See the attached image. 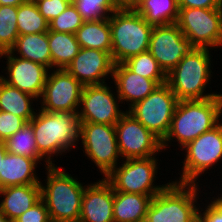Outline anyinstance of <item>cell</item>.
<instances>
[{"label": "cell", "mask_w": 222, "mask_h": 222, "mask_svg": "<svg viewBox=\"0 0 222 222\" xmlns=\"http://www.w3.org/2000/svg\"><path fill=\"white\" fill-rule=\"evenodd\" d=\"M37 110L28 123L33 128L38 153L47 167L54 165L52 159L55 155L67 153L77 146L80 122L78 113Z\"/></svg>", "instance_id": "1"}, {"label": "cell", "mask_w": 222, "mask_h": 222, "mask_svg": "<svg viewBox=\"0 0 222 222\" xmlns=\"http://www.w3.org/2000/svg\"><path fill=\"white\" fill-rule=\"evenodd\" d=\"M222 115V94L203 100L178 101L170 130L162 141V150H167L173 139L182 149L201 134L214 128Z\"/></svg>", "instance_id": "2"}, {"label": "cell", "mask_w": 222, "mask_h": 222, "mask_svg": "<svg viewBox=\"0 0 222 222\" xmlns=\"http://www.w3.org/2000/svg\"><path fill=\"white\" fill-rule=\"evenodd\" d=\"M45 184L40 182L41 199L52 222H79L85 183L57 165L46 168ZM64 170V171H63ZM84 185V186H83Z\"/></svg>", "instance_id": "3"}, {"label": "cell", "mask_w": 222, "mask_h": 222, "mask_svg": "<svg viewBox=\"0 0 222 222\" xmlns=\"http://www.w3.org/2000/svg\"><path fill=\"white\" fill-rule=\"evenodd\" d=\"M211 49L194 48L185 55L169 73L167 84L177 97L178 101L203 100L216 97L219 94L205 93L210 83L212 70ZM210 51V52H209Z\"/></svg>", "instance_id": "4"}, {"label": "cell", "mask_w": 222, "mask_h": 222, "mask_svg": "<svg viewBox=\"0 0 222 222\" xmlns=\"http://www.w3.org/2000/svg\"><path fill=\"white\" fill-rule=\"evenodd\" d=\"M111 28V56L114 63H123L130 57L149 50L154 26L134 8L121 7L109 16Z\"/></svg>", "instance_id": "5"}, {"label": "cell", "mask_w": 222, "mask_h": 222, "mask_svg": "<svg viewBox=\"0 0 222 222\" xmlns=\"http://www.w3.org/2000/svg\"><path fill=\"white\" fill-rule=\"evenodd\" d=\"M199 189V184L171 181L152 197L144 222H197Z\"/></svg>", "instance_id": "6"}, {"label": "cell", "mask_w": 222, "mask_h": 222, "mask_svg": "<svg viewBox=\"0 0 222 222\" xmlns=\"http://www.w3.org/2000/svg\"><path fill=\"white\" fill-rule=\"evenodd\" d=\"M121 161L122 163L119 162V165L104 177L116 192L157 195L170 183H155L160 165L156 156Z\"/></svg>", "instance_id": "7"}, {"label": "cell", "mask_w": 222, "mask_h": 222, "mask_svg": "<svg viewBox=\"0 0 222 222\" xmlns=\"http://www.w3.org/2000/svg\"><path fill=\"white\" fill-rule=\"evenodd\" d=\"M183 150V171L179 174V180L176 179L174 182L199 184L198 179L205 171H210L213 165L222 161V120L214 128L184 146L181 151Z\"/></svg>", "instance_id": "8"}, {"label": "cell", "mask_w": 222, "mask_h": 222, "mask_svg": "<svg viewBox=\"0 0 222 222\" xmlns=\"http://www.w3.org/2000/svg\"><path fill=\"white\" fill-rule=\"evenodd\" d=\"M178 99L167 83L158 85L127 111L161 141L167 136Z\"/></svg>", "instance_id": "9"}, {"label": "cell", "mask_w": 222, "mask_h": 222, "mask_svg": "<svg viewBox=\"0 0 222 222\" xmlns=\"http://www.w3.org/2000/svg\"><path fill=\"white\" fill-rule=\"evenodd\" d=\"M176 24L195 48L222 47V8H180Z\"/></svg>", "instance_id": "10"}, {"label": "cell", "mask_w": 222, "mask_h": 222, "mask_svg": "<svg viewBox=\"0 0 222 222\" xmlns=\"http://www.w3.org/2000/svg\"><path fill=\"white\" fill-rule=\"evenodd\" d=\"M79 140L83 153L106 177L119 163L115 125L80 122ZM119 158V159H118Z\"/></svg>", "instance_id": "11"}, {"label": "cell", "mask_w": 222, "mask_h": 222, "mask_svg": "<svg viewBox=\"0 0 222 222\" xmlns=\"http://www.w3.org/2000/svg\"><path fill=\"white\" fill-rule=\"evenodd\" d=\"M115 131L123 160L148 158L162 152V141L127 110L115 124Z\"/></svg>", "instance_id": "12"}, {"label": "cell", "mask_w": 222, "mask_h": 222, "mask_svg": "<svg viewBox=\"0 0 222 222\" xmlns=\"http://www.w3.org/2000/svg\"><path fill=\"white\" fill-rule=\"evenodd\" d=\"M83 88L66 69H51L40 97L39 109L46 112L78 113Z\"/></svg>", "instance_id": "13"}, {"label": "cell", "mask_w": 222, "mask_h": 222, "mask_svg": "<svg viewBox=\"0 0 222 222\" xmlns=\"http://www.w3.org/2000/svg\"><path fill=\"white\" fill-rule=\"evenodd\" d=\"M108 83L84 86L78 110L79 122L115 125L126 111ZM118 102H120L118 104Z\"/></svg>", "instance_id": "14"}, {"label": "cell", "mask_w": 222, "mask_h": 222, "mask_svg": "<svg viewBox=\"0 0 222 222\" xmlns=\"http://www.w3.org/2000/svg\"><path fill=\"white\" fill-rule=\"evenodd\" d=\"M194 48L177 24L173 23L154 26L148 51L167 74Z\"/></svg>", "instance_id": "15"}, {"label": "cell", "mask_w": 222, "mask_h": 222, "mask_svg": "<svg viewBox=\"0 0 222 222\" xmlns=\"http://www.w3.org/2000/svg\"><path fill=\"white\" fill-rule=\"evenodd\" d=\"M0 59L5 58L7 66L6 77L0 78L9 85L16 87L22 92L28 93L40 99L49 69L39 63L15 56L10 51L0 54ZM7 58V59H6Z\"/></svg>", "instance_id": "16"}, {"label": "cell", "mask_w": 222, "mask_h": 222, "mask_svg": "<svg viewBox=\"0 0 222 222\" xmlns=\"http://www.w3.org/2000/svg\"><path fill=\"white\" fill-rule=\"evenodd\" d=\"M114 61L110 53L98 49L80 48L66 70L83 86L104 84L112 77Z\"/></svg>", "instance_id": "17"}, {"label": "cell", "mask_w": 222, "mask_h": 222, "mask_svg": "<svg viewBox=\"0 0 222 222\" xmlns=\"http://www.w3.org/2000/svg\"><path fill=\"white\" fill-rule=\"evenodd\" d=\"M113 204L114 189L105 178L86 184L79 222H114Z\"/></svg>", "instance_id": "18"}, {"label": "cell", "mask_w": 222, "mask_h": 222, "mask_svg": "<svg viewBox=\"0 0 222 222\" xmlns=\"http://www.w3.org/2000/svg\"><path fill=\"white\" fill-rule=\"evenodd\" d=\"M112 81L121 104L128 103V109L146 98L158 84L152 80L133 73L123 63L114 65ZM130 102V103H129Z\"/></svg>", "instance_id": "19"}, {"label": "cell", "mask_w": 222, "mask_h": 222, "mask_svg": "<svg viewBox=\"0 0 222 222\" xmlns=\"http://www.w3.org/2000/svg\"><path fill=\"white\" fill-rule=\"evenodd\" d=\"M38 163L29 157L9 152L1 159L0 189L8 186L40 184Z\"/></svg>", "instance_id": "20"}, {"label": "cell", "mask_w": 222, "mask_h": 222, "mask_svg": "<svg viewBox=\"0 0 222 222\" xmlns=\"http://www.w3.org/2000/svg\"><path fill=\"white\" fill-rule=\"evenodd\" d=\"M3 196V197H2ZM0 211L12 222L41 199L40 184L8 186L0 189Z\"/></svg>", "instance_id": "21"}, {"label": "cell", "mask_w": 222, "mask_h": 222, "mask_svg": "<svg viewBox=\"0 0 222 222\" xmlns=\"http://www.w3.org/2000/svg\"><path fill=\"white\" fill-rule=\"evenodd\" d=\"M153 196L114 191V222H144Z\"/></svg>", "instance_id": "22"}, {"label": "cell", "mask_w": 222, "mask_h": 222, "mask_svg": "<svg viewBox=\"0 0 222 222\" xmlns=\"http://www.w3.org/2000/svg\"><path fill=\"white\" fill-rule=\"evenodd\" d=\"M10 52L17 57L46 66L49 70L52 69L48 32L19 35Z\"/></svg>", "instance_id": "23"}, {"label": "cell", "mask_w": 222, "mask_h": 222, "mask_svg": "<svg viewBox=\"0 0 222 222\" xmlns=\"http://www.w3.org/2000/svg\"><path fill=\"white\" fill-rule=\"evenodd\" d=\"M32 95L22 92L0 78V111L12 113L23 118L27 123L34 117L36 109Z\"/></svg>", "instance_id": "24"}, {"label": "cell", "mask_w": 222, "mask_h": 222, "mask_svg": "<svg viewBox=\"0 0 222 222\" xmlns=\"http://www.w3.org/2000/svg\"><path fill=\"white\" fill-rule=\"evenodd\" d=\"M75 36L80 48L98 49L111 54L112 38L109 18L84 21Z\"/></svg>", "instance_id": "25"}, {"label": "cell", "mask_w": 222, "mask_h": 222, "mask_svg": "<svg viewBox=\"0 0 222 222\" xmlns=\"http://www.w3.org/2000/svg\"><path fill=\"white\" fill-rule=\"evenodd\" d=\"M133 8L152 26L176 23L179 12L177 0H141Z\"/></svg>", "instance_id": "26"}, {"label": "cell", "mask_w": 222, "mask_h": 222, "mask_svg": "<svg viewBox=\"0 0 222 222\" xmlns=\"http://www.w3.org/2000/svg\"><path fill=\"white\" fill-rule=\"evenodd\" d=\"M48 43L52 69H66L80 50L75 34L71 33L48 30Z\"/></svg>", "instance_id": "27"}, {"label": "cell", "mask_w": 222, "mask_h": 222, "mask_svg": "<svg viewBox=\"0 0 222 222\" xmlns=\"http://www.w3.org/2000/svg\"><path fill=\"white\" fill-rule=\"evenodd\" d=\"M17 29L19 35L48 32L49 23L40 14L37 4L25 1L17 7Z\"/></svg>", "instance_id": "28"}, {"label": "cell", "mask_w": 222, "mask_h": 222, "mask_svg": "<svg viewBox=\"0 0 222 222\" xmlns=\"http://www.w3.org/2000/svg\"><path fill=\"white\" fill-rule=\"evenodd\" d=\"M5 144L11 154L32 158L40 164H42L40 161H44L38 153L33 128L29 123L8 138Z\"/></svg>", "instance_id": "29"}, {"label": "cell", "mask_w": 222, "mask_h": 222, "mask_svg": "<svg viewBox=\"0 0 222 222\" xmlns=\"http://www.w3.org/2000/svg\"><path fill=\"white\" fill-rule=\"evenodd\" d=\"M123 64L133 73L154 80L158 85L167 82V74L149 51L130 57Z\"/></svg>", "instance_id": "30"}, {"label": "cell", "mask_w": 222, "mask_h": 222, "mask_svg": "<svg viewBox=\"0 0 222 222\" xmlns=\"http://www.w3.org/2000/svg\"><path fill=\"white\" fill-rule=\"evenodd\" d=\"M84 21H97L109 16L122 6L116 0H72Z\"/></svg>", "instance_id": "31"}, {"label": "cell", "mask_w": 222, "mask_h": 222, "mask_svg": "<svg viewBox=\"0 0 222 222\" xmlns=\"http://www.w3.org/2000/svg\"><path fill=\"white\" fill-rule=\"evenodd\" d=\"M18 36L17 7L0 5V54L10 51Z\"/></svg>", "instance_id": "32"}, {"label": "cell", "mask_w": 222, "mask_h": 222, "mask_svg": "<svg viewBox=\"0 0 222 222\" xmlns=\"http://www.w3.org/2000/svg\"><path fill=\"white\" fill-rule=\"evenodd\" d=\"M83 23L84 19L71 3L64 12L49 22V30L75 34Z\"/></svg>", "instance_id": "33"}, {"label": "cell", "mask_w": 222, "mask_h": 222, "mask_svg": "<svg viewBox=\"0 0 222 222\" xmlns=\"http://www.w3.org/2000/svg\"><path fill=\"white\" fill-rule=\"evenodd\" d=\"M27 122L12 113L0 111V141H6Z\"/></svg>", "instance_id": "34"}, {"label": "cell", "mask_w": 222, "mask_h": 222, "mask_svg": "<svg viewBox=\"0 0 222 222\" xmlns=\"http://www.w3.org/2000/svg\"><path fill=\"white\" fill-rule=\"evenodd\" d=\"M211 198L208 204L205 203L204 209L199 204L197 222H222V193Z\"/></svg>", "instance_id": "35"}, {"label": "cell", "mask_w": 222, "mask_h": 222, "mask_svg": "<svg viewBox=\"0 0 222 222\" xmlns=\"http://www.w3.org/2000/svg\"><path fill=\"white\" fill-rule=\"evenodd\" d=\"M72 3V0H43L37 4L40 14L49 23L60 13L64 12Z\"/></svg>", "instance_id": "36"}, {"label": "cell", "mask_w": 222, "mask_h": 222, "mask_svg": "<svg viewBox=\"0 0 222 222\" xmlns=\"http://www.w3.org/2000/svg\"><path fill=\"white\" fill-rule=\"evenodd\" d=\"M14 222H52L42 199L21 214Z\"/></svg>", "instance_id": "37"}, {"label": "cell", "mask_w": 222, "mask_h": 222, "mask_svg": "<svg viewBox=\"0 0 222 222\" xmlns=\"http://www.w3.org/2000/svg\"><path fill=\"white\" fill-rule=\"evenodd\" d=\"M178 8H222V0H177Z\"/></svg>", "instance_id": "38"}, {"label": "cell", "mask_w": 222, "mask_h": 222, "mask_svg": "<svg viewBox=\"0 0 222 222\" xmlns=\"http://www.w3.org/2000/svg\"><path fill=\"white\" fill-rule=\"evenodd\" d=\"M25 1L26 0H0V5H10V6L18 7Z\"/></svg>", "instance_id": "39"}, {"label": "cell", "mask_w": 222, "mask_h": 222, "mask_svg": "<svg viewBox=\"0 0 222 222\" xmlns=\"http://www.w3.org/2000/svg\"><path fill=\"white\" fill-rule=\"evenodd\" d=\"M7 148L5 141H0V172H1V159L6 155L7 153Z\"/></svg>", "instance_id": "40"}, {"label": "cell", "mask_w": 222, "mask_h": 222, "mask_svg": "<svg viewBox=\"0 0 222 222\" xmlns=\"http://www.w3.org/2000/svg\"><path fill=\"white\" fill-rule=\"evenodd\" d=\"M139 1L141 0H127L122 7L125 8H133Z\"/></svg>", "instance_id": "41"}, {"label": "cell", "mask_w": 222, "mask_h": 222, "mask_svg": "<svg viewBox=\"0 0 222 222\" xmlns=\"http://www.w3.org/2000/svg\"><path fill=\"white\" fill-rule=\"evenodd\" d=\"M0 222H12L4 213L0 211Z\"/></svg>", "instance_id": "42"}, {"label": "cell", "mask_w": 222, "mask_h": 222, "mask_svg": "<svg viewBox=\"0 0 222 222\" xmlns=\"http://www.w3.org/2000/svg\"><path fill=\"white\" fill-rule=\"evenodd\" d=\"M121 6L127 1V0H116Z\"/></svg>", "instance_id": "43"}, {"label": "cell", "mask_w": 222, "mask_h": 222, "mask_svg": "<svg viewBox=\"0 0 222 222\" xmlns=\"http://www.w3.org/2000/svg\"><path fill=\"white\" fill-rule=\"evenodd\" d=\"M26 1H28V2H33V3H38V2H40V1H43V0H26Z\"/></svg>", "instance_id": "44"}]
</instances>
